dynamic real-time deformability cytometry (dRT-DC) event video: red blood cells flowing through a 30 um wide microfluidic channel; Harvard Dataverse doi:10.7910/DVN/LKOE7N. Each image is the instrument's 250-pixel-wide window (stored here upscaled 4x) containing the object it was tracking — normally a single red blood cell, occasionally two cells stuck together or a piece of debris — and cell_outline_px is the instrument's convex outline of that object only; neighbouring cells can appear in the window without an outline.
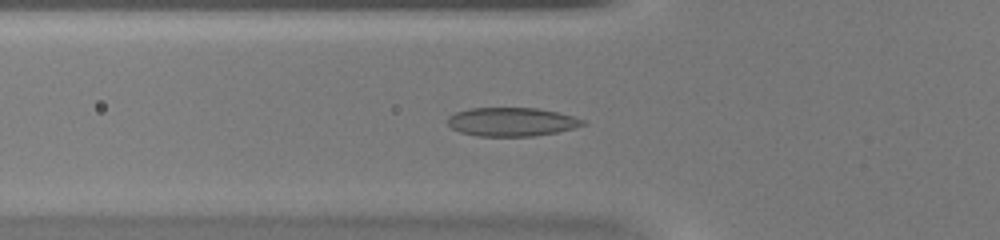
{"species": "common noctule bat (a hibernating species)", "species_latin": "Nyctalus noctula", "temperature_condition": "warm", "stored_images_in_passage": 34, "camera_frame_rate_fps": 3000, "um_per_image_px": 0.085, "animal": {"sex": "female", "body_mass_g": 20.0, "forearm_length_mm": 54.0}, "frame": {"image": 1, "passage_image": 2, "time_ms": 0.333, "image_size_px": [1000, 240], "cell_outline_px": [[588, 124], [556, 132], [536, 136], [476, 136], [460, 132], [452, 128], [448, 124], [448, 116], [456, 112], [468, 108], [536, 108], [556, 112], [572, 116], [584, 120]], "centroid_in_image_um": [43.47, 10.36], "position_along_channel_um": 82.3, "area_um2": 22.54}}
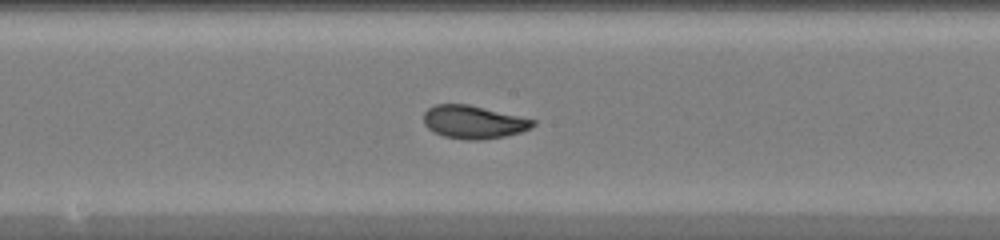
{"frame": {"image": 2, "passage_image": 11, "time_ms": 3.333, "image_size_px": [1000, 240], "cell_outline_px": [[536, 124], [532, 128], [520, 132], [504, 136], [480, 140], [464, 140], [444, 136], [428, 128], [424, 124], [424, 112], [428, 108], [436, 104], [468, 104], [536, 120]], "centroid_in_image_um": [40.26, 10.37], "position_along_channel_um": 207.9, "area_um2": 20.98}}
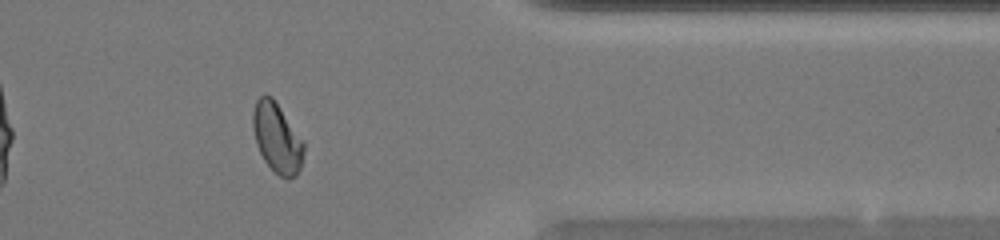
{"frame": {"image": 3, "passage_image": 25, "time_ms": 8.0, "image_size_px": [1000, 240], "cell_outline_px": [[304, 152], [300, 168], [296, 176], [288, 180], [280, 176], [264, 160], [256, 144], [252, 128], [252, 112], [256, 100], [264, 92], [272, 96], [304, 140]], "centroid_in_image_um": [23.54, 11.69], "position_along_channel_um": 387.9, "area_um2": 20.98}, "authors_computed_cell_mechanics": {"area_um2": 20.9814, "velocity_mm_per_s": 4.1799, "shape_relaxation_time_tau1_ms": 4.0707, "shape_relaxation_time_tau2_ms": null, "deformation_change_tau1": 0.1646, "deformation_change_tau2": null}}